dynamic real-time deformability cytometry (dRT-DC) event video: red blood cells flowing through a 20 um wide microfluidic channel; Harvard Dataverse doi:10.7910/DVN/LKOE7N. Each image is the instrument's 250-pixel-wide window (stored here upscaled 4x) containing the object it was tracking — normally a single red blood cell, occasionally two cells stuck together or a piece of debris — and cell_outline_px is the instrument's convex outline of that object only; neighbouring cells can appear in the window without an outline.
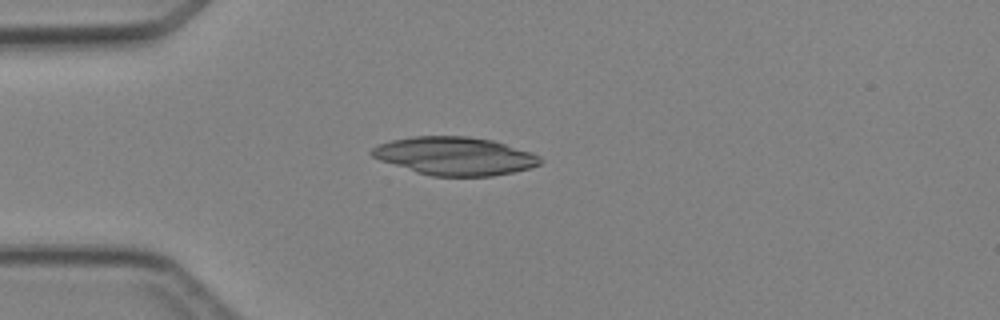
{"species": "Egyptian fruit bat (a non-hibernating species)", "species_latin": "Rousettus aegyptiacus", "temperature_condition": "cold", "stored_images_in_passage": 1, "camera_frame_rate_fps": 3000, "um_per_image_px": 0.085, "animal": {"sex": "female"}, "frame": {"image": 1, "passage_image": 1, "time_ms": 0.0, "image_size_px": [1000, 320], "cell_outline_px": [[544, 160], [540, 164], [528, 168], [512, 172], [492, 176], [432, 176], [416, 172], [380, 160], [372, 156], [368, 152], [376, 144], [392, 140], [412, 136], [468, 136], [492, 140], [532, 152], [540, 156]], "centroid_in_image_um": [38.64, 13.25], "position_along_channel_um": 46.4, "area_um2": 37.51}}